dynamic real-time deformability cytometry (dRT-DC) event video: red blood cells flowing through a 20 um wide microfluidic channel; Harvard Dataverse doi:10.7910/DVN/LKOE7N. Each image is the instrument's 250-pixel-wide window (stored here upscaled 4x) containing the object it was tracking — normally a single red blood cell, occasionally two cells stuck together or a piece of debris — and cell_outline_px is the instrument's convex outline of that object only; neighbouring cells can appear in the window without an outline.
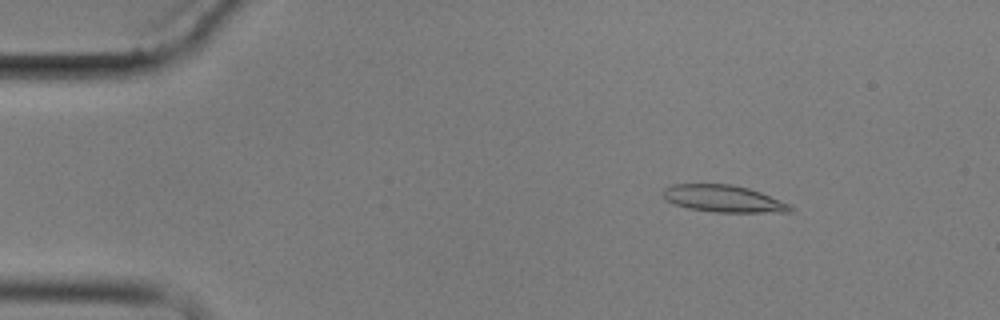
{"species": "common noctule bat (a hibernating species)", "species_latin": "Nyctalus noctula", "temperature_condition": "cold", "stored_images_in_passage": 4, "camera_frame_rate_fps": 3000, "um_per_image_px": 0.085, "animal": {"sex": "male", "body_mass_g": 17.9}, "frame": {"image": 1, "passage_image": 2, "time_ms": 1.0, "image_size_px": [1000, 320], "cell_outline_px": [[792, 212], [716, 212], [688, 208], [664, 200], [664, 188], [672, 184], [732, 184], [748, 188], [760, 192], [792, 204]], "centroid_in_image_um": [61.52, 16.88], "position_along_channel_um": 23.5, "area_um2": 20.0}}
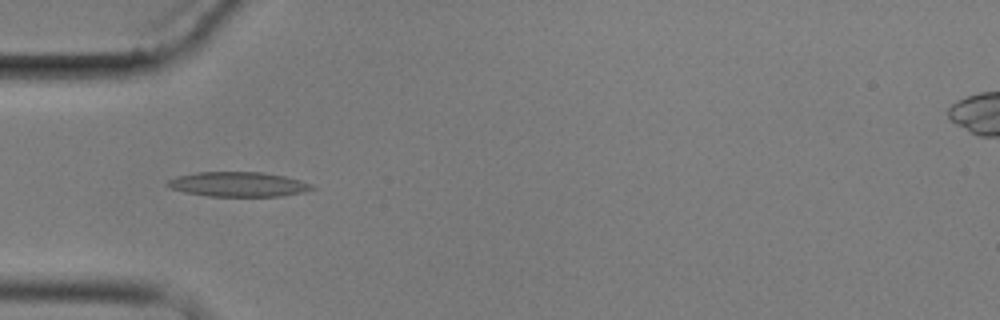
{"frame": {"image": 2, "passage_image": 4, "time_ms": 4.0, "image_size_px": [1000, 320], "cell_outline_px": [[316, 188], [304, 192], [280, 196], [208, 196], [184, 192], [172, 188], [164, 184], [168, 180], [176, 176], [196, 172], [264, 172], [284, 176], [300, 180], [312, 184]], "centroid_in_image_um": [20.24, 15.66], "position_along_channel_um": 64.8, "area_um2": 20.87}}